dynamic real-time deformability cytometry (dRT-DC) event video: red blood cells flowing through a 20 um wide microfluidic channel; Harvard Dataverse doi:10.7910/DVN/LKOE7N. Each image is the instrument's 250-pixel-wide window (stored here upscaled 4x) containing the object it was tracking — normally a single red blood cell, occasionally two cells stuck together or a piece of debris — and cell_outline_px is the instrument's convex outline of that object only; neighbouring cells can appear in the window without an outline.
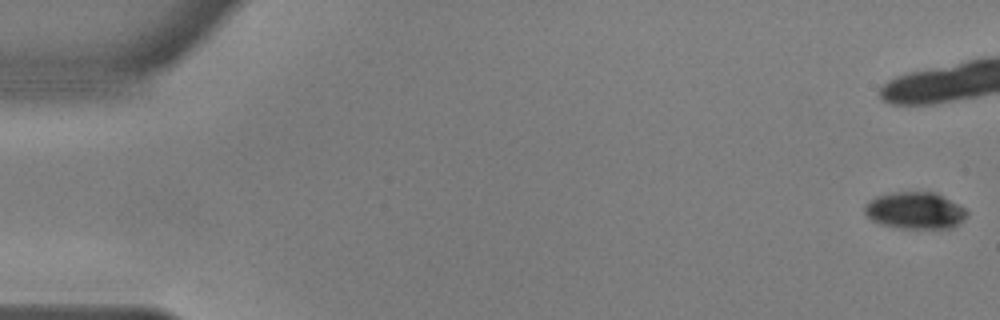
{"species": "common noctule bat (a hibernating species)", "species_latin": "Nyctalus noctula", "temperature_condition": "warm", "stored_images_in_passage": 18, "camera_frame_rate_fps": 3000, "um_per_image_px": 0.085, "animal": {"sex": "male", "body_mass_g": 17.9, "forearm_length_mm": 54.2}, "frame": {"image": 1, "passage_image": 1, "time_ms": 0.0, "image_size_px": [1000, 320], "cell_outline_px": [[968, 216], [952, 228], [900, 228], [880, 224], [872, 220], [864, 212], [864, 208], [876, 196], [892, 192], [936, 192], [964, 208], [968, 212]], "centroid_in_image_um": [77.8, 17.9], "position_along_channel_um": 7.2, "area_um2": 21.79}}